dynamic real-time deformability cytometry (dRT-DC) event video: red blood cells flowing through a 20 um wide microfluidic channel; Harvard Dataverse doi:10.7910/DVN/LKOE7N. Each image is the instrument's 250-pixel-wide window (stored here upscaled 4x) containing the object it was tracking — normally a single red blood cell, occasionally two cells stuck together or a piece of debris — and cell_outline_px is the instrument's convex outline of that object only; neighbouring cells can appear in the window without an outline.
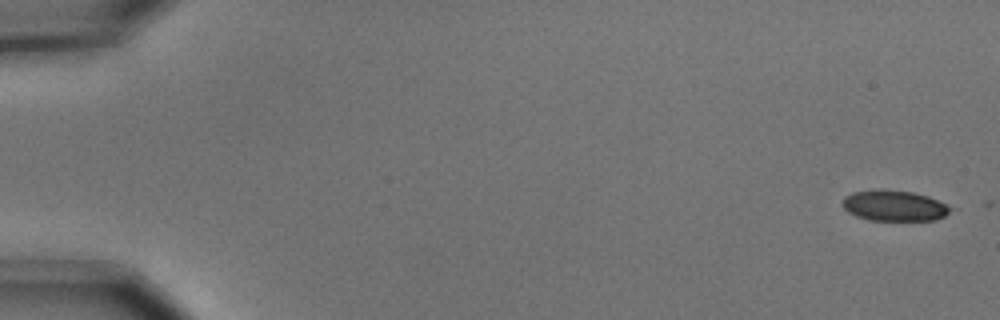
{"species": "common noctule bat (a hibernating species)", "species_latin": "Nyctalus noctula", "temperature_condition": "cold", "stored_images_in_passage": 2, "camera_frame_rate_fps": 3000, "um_per_image_px": 0.085, "animal": {"sex": "male", "body_mass_g": 15.6}, "frame": {"image": 1, "passage_image": 1, "time_ms": 0.0, "image_size_px": [1000, 320], "cell_outline_px": [[956, 208], [944, 216], [936, 220], [868, 220], [856, 216], [848, 212], [840, 204], [844, 196], [852, 192], [880, 188], [912, 192], [928, 196]], "centroid_in_image_um": [76.0, 17.47], "position_along_channel_um": 9.0, "area_um2": 19.71}}